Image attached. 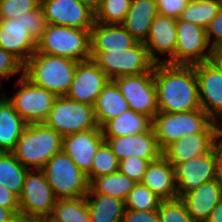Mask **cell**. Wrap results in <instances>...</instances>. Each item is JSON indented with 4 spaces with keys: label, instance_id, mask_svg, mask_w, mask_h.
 <instances>
[{
    "label": "cell",
    "instance_id": "cell-1",
    "mask_svg": "<svg viewBox=\"0 0 222 222\" xmlns=\"http://www.w3.org/2000/svg\"><path fill=\"white\" fill-rule=\"evenodd\" d=\"M158 112L181 113L201 109L194 66L155 63Z\"/></svg>",
    "mask_w": 222,
    "mask_h": 222
},
{
    "label": "cell",
    "instance_id": "cell-2",
    "mask_svg": "<svg viewBox=\"0 0 222 222\" xmlns=\"http://www.w3.org/2000/svg\"><path fill=\"white\" fill-rule=\"evenodd\" d=\"M46 27L41 5L16 18L0 20V47L25 64L36 51L37 40Z\"/></svg>",
    "mask_w": 222,
    "mask_h": 222
},
{
    "label": "cell",
    "instance_id": "cell-3",
    "mask_svg": "<svg viewBox=\"0 0 222 222\" xmlns=\"http://www.w3.org/2000/svg\"><path fill=\"white\" fill-rule=\"evenodd\" d=\"M78 61L34 52L24 64V76L34 85L57 96H66L73 82Z\"/></svg>",
    "mask_w": 222,
    "mask_h": 222
},
{
    "label": "cell",
    "instance_id": "cell-4",
    "mask_svg": "<svg viewBox=\"0 0 222 222\" xmlns=\"http://www.w3.org/2000/svg\"><path fill=\"white\" fill-rule=\"evenodd\" d=\"M152 127L162 151L184 135L220 133L219 123L203 109L181 113L158 112L152 120Z\"/></svg>",
    "mask_w": 222,
    "mask_h": 222
},
{
    "label": "cell",
    "instance_id": "cell-5",
    "mask_svg": "<svg viewBox=\"0 0 222 222\" xmlns=\"http://www.w3.org/2000/svg\"><path fill=\"white\" fill-rule=\"evenodd\" d=\"M62 144L63 137L44 123L28 124L12 153L29 170H41Z\"/></svg>",
    "mask_w": 222,
    "mask_h": 222
},
{
    "label": "cell",
    "instance_id": "cell-6",
    "mask_svg": "<svg viewBox=\"0 0 222 222\" xmlns=\"http://www.w3.org/2000/svg\"><path fill=\"white\" fill-rule=\"evenodd\" d=\"M36 52L75 61L91 59L90 30L47 24L37 40Z\"/></svg>",
    "mask_w": 222,
    "mask_h": 222
},
{
    "label": "cell",
    "instance_id": "cell-7",
    "mask_svg": "<svg viewBox=\"0 0 222 222\" xmlns=\"http://www.w3.org/2000/svg\"><path fill=\"white\" fill-rule=\"evenodd\" d=\"M41 170L58 199L85 197L89 191L87 175L62 150Z\"/></svg>",
    "mask_w": 222,
    "mask_h": 222
},
{
    "label": "cell",
    "instance_id": "cell-8",
    "mask_svg": "<svg viewBox=\"0 0 222 222\" xmlns=\"http://www.w3.org/2000/svg\"><path fill=\"white\" fill-rule=\"evenodd\" d=\"M91 59L110 80L120 76L154 73L155 62L143 42L123 52H91Z\"/></svg>",
    "mask_w": 222,
    "mask_h": 222
},
{
    "label": "cell",
    "instance_id": "cell-9",
    "mask_svg": "<svg viewBox=\"0 0 222 222\" xmlns=\"http://www.w3.org/2000/svg\"><path fill=\"white\" fill-rule=\"evenodd\" d=\"M63 138L96 128L94 106L58 96L43 122Z\"/></svg>",
    "mask_w": 222,
    "mask_h": 222
},
{
    "label": "cell",
    "instance_id": "cell-10",
    "mask_svg": "<svg viewBox=\"0 0 222 222\" xmlns=\"http://www.w3.org/2000/svg\"><path fill=\"white\" fill-rule=\"evenodd\" d=\"M58 198L42 170H28L19 197V218L40 219L51 215Z\"/></svg>",
    "mask_w": 222,
    "mask_h": 222
},
{
    "label": "cell",
    "instance_id": "cell-11",
    "mask_svg": "<svg viewBox=\"0 0 222 222\" xmlns=\"http://www.w3.org/2000/svg\"><path fill=\"white\" fill-rule=\"evenodd\" d=\"M16 84L19 88L12 96H6L4 92L2 94L27 124L43 123L58 96L34 85L24 75Z\"/></svg>",
    "mask_w": 222,
    "mask_h": 222
},
{
    "label": "cell",
    "instance_id": "cell-12",
    "mask_svg": "<svg viewBox=\"0 0 222 222\" xmlns=\"http://www.w3.org/2000/svg\"><path fill=\"white\" fill-rule=\"evenodd\" d=\"M113 81L119 87L131 110L153 120L158 113L153 73L120 76Z\"/></svg>",
    "mask_w": 222,
    "mask_h": 222
},
{
    "label": "cell",
    "instance_id": "cell-13",
    "mask_svg": "<svg viewBox=\"0 0 222 222\" xmlns=\"http://www.w3.org/2000/svg\"><path fill=\"white\" fill-rule=\"evenodd\" d=\"M47 24L91 30L94 5L84 0H40Z\"/></svg>",
    "mask_w": 222,
    "mask_h": 222
},
{
    "label": "cell",
    "instance_id": "cell-14",
    "mask_svg": "<svg viewBox=\"0 0 222 222\" xmlns=\"http://www.w3.org/2000/svg\"><path fill=\"white\" fill-rule=\"evenodd\" d=\"M175 65L194 66L208 62L211 47L203 27L177 19Z\"/></svg>",
    "mask_w": 222,
    "mask_h": 222
},
{
    "label": "cell",
    "instance_id": "cell-15",
    "mask_svg": "<svg viewBox=\"0 0 222 222\" xmlns=\"http://www.w3.org/2000/svg\"><path fill=\"white\" fill-rule=\"evenodd\" d=\"M178 198L197 189L200 185L216 179L217 154L214 149L204 155L174 166Z\"/></svg>",
    "mask_w": 222,
    "mask_h": 222
},
{
    "label": "cell",
    "instance_id": "cell-16",
    "mask_svg": "<svg viewBox=\"0 0 222 222\" xmlns=\"http://www.w3.org/2000/svg\"><path fill=\"white\" fill-rule=\"evenodd\" d=\"M177 19L157 14L150 25L144 42L149 56L155 63L175 65V48L177 45ZM158 53L160 54L158 56ZM167 55L161 59L160 56Z\"/></svg>",
    "mask_w": 222,
    "mask_h": 222
},
{
    "label": "cell",
    "instance_id": "cell-17",
    "mask_svg": "<svg viewBox=\"0 0 222 222\" xmlns=\"http://www.w3.org/2000/svg\"><path fill=\"white\" fill-rule=\"evenodd\" d=\"M109 81L108 76L100 70L92 59L80 61L77 64L74 79L66 97L94 106L98 95Z\"/></svg>",
    "mask_w": 222,
    "mask_h": 222
},
{
    "label": "cell",
    "instance_id": "cell-18",
    "mask_svg": "<svg viewBox=\"0 0 222 222\" xmlns=\"http://www.w3.org/2000/svg\"><path fill=\"white\" fill-rule=\"evenodd\" d=\"M198 81L199 102L215 122L222 123V73L209 62L194 65Z\"/></svg>",
    "mask_w": 222,
    "mask_h": 222
},
{
    "label": "cell",
    "instance_id": "cell-19",
    "mask_svg": "<svg viewBox=\"0 0 222 222\" xmlns=\"http://www.w3.org/2000/svg\"><path fill=\"white\" fill-rule=\"evenodd\" d=\"M119 161L131 156L143 159H158L162 155L153 127L139 134L121 137H104Z\"/></svg>",
    "mask_w": 222,
    "mask_h": 222
},
{
    "label": "cell",
    "instance_id": "cell-20",
    "mask_svg": "<svg viewBox=\"0 0 222 222\" xmlns=\"http://www.w3.org/2000/svg\"><path fill=\"white\" fill-rule=\"evenodd\" d=\"M103 142L101 127L97 126L64 137L62 151L74 161L81 171L87 174L91 169L93 157Z\"/></svg>",
    "mask_w": 222,
    "mask_h": 222
},
{
    "label": "cell",
    "instance_id": "cell-21",
    "mask_svg": "<svg viewBox=\"0 0 222 222\" xmlns=\"http://www.w3.org/2000/svg\"><path fill=\"white\" fill-rule=\"evenodd\" d=\"M219 137L220 133L184 135L168 145L162 151V155L175 166L178 163L210 153L214 149Z\"/></svg>",
    "mask_w": 222,
    "mask_h": 222
},
{
    "label": "cell",
    "instance_id": "cell-22",
    "mask_svg": "<svg viewBox=\"0 0 222 222\" xmlns=\"http://www.w3.org/2000/svg\"><path fill=\"white\" fill-rule=\"evenodd\" d=\"M137 42L121 24L95 22L90 30L91 52H123Z\"/></svg>",
    "mask_w": 222,
    "mask_h": 222
},
{
    "label": "cell",
    "instance_id": "cell-23",
    "mask_svg": "<svg viewBox=\"0 0 222 222\" xmlns=\"http://www.w3.org/2000/svg\"><path fill=\"white\" fill-rule=\"evenodd\" d=\"M141 183L162 201L178 198L174 166L163 155L149 163Z\"/></svg>",
    "mask_w": 222,
    "mask_h": 222
},
{
    "label": "cell",
    "instance_id": "cell-24",
    "mask_svg": "<svg viewBox=\"0 0 222 222\" xmlns=\"http://www.w3.org/2000/svg\"><path fill=\"white\" fill-rule=\"evenodd\" d=\"M221 198L222 184L214 179L184 194L180 199L196 222H206Z\"/></svg>",
    "mask_w": 222,
    "mask_h": 222
},
{
    "label": "cell",
    "instance_id": "cell-25",
    "mask_svg": "<svg viewBox=\"0 0 222 222\" xmlns=\"http://www.w3.org/2000/svg\"><path fill=\"white\" fill-rule=\"evenodd\" d=\"M158 14L155 0H132L131 6L121 24L138 42H145L150 25Z\"/></svg>",
    "mask_w": 222,
    "mask_h": 222
},
{
    "label": "cell",
    "instance_id": "cell-26",
    "mask_svg": "<svg viewBox=\"0 0 222 222\" xmlns=\"http://www.w3.org/2000/svg\"><path fill=\"white\" fill-rule=\"evenodd\" d=\"M28 124L0 93V152H13Z\"/></svg>",
    "mask_w": 222,
    "mask_h": 222
},
{
    "label": "cell",
    "instance_id": "cell-27",
    "mask_svg": "<svg viewBox=\"0 0 222 222\" xmlns=\"http://www.w3.org/2000/svg\"><path fill=\"white\" fill-rule=\"evenodd\" d=\"M129 109V104L119 87L113 80H110L98 95L94 105L96 123L101 127L105 122L118 117Z\"/></svg>",
    "mask_w": 222,
    "mask_h": 222
},
{
    "label": "cell",
    "instance_id": "cell-28",
    "mask_svg": "<svg viewBox=\"0 0 222 222\" xmlns=\"http://www.w3.org/2000/svg\"><path fill=\"white\" fill-rule=\"evenodd\" d=\"M85 199L91 222H122L125 201L100 193H87Z\"/></svg>",
    "mask_w": 222,
    "mask_h": 222
},
{
    "label": "cell",
    "instance_id": "cell-29",
    "mask_svg": "<svg viewBox=\"0 0 222 222\" xmlns=\"http://www.w3.org/2000/svg\"><path fill=\"white\" fill-rule=\"evenodd\" d=\"M152 127V120L140 113L129 109L118 117L112 118L101 126L103 137H121L139 134Z\"/></svg>",
    "mask_w": 222,
    "mask_h": 222
},
{
    "label": "cell",
    "instance_id": "cell-30",
    "mask_svg": "<svg viewBox=\"0 0 222 222\" xmlns=\"http://www.w3.org/2000/svg\"><path fill=\"white\" fill-rule=\"evenodd\" d=\"M135 184V181L118 171L94 178L89 183L88 193L105 194L125 201Z\"/></svg>",
    "mask_w": 222,
    "mask_h": 222
},
{
    "label": "cell",
    "instance_id": "cell-31",
    "mask_svg": "<svg viewBox=\"0 0 222 222\" xmlns=\"http://www.w3.org/2000/svg\"><path fill=\"white\" fill-rule=\"evenodd\" d=\"M28 170L12 152H0V185L6 187L18 198Z\"/></svg>",
    "mask_w": 222,
    "mask_h": 222
},
{
    "label": "cell",
    "instance_id": "cell-32",
    "mask_svg": "<svg viewBox=\"0 0 222 222\" xmlns=\"http://www.w3.org/2000/svg\"><path fill=\"white\" fill-rule=\"evenodd\" d=\"M50 217L57 222H91L85 197L58 199Z\"/></svg>",
    "mask_w": 222,
    "mask_h": 222
},
{
    "label": "cell",
    "instance_id": "cell-33",
    "mask_svg": "<svg viewBox=\"0 0 222 222\" xmlns=\"http://www.w3.org/2000/svg\"><path fill=\"white\" fill-rule=\"evenodd\" d=\"M222 7V0H190L180 20L207 28Z\"/></svg>",
    "mask_w": 222,
    "mask_h": 222
},
{
    "label": "cell",
    "instance_id": "cell-34",
    "mask_svg": "<svg viewBox=\"0 0 222 222\" xmlns=\"http://www.w3.org/2000/svg\"><path fill=\"white\" fill-rule=\"evenodd\" d=\"M132 0H97L94 6L95 22L122 24Z\"/></svg>",
    "mask_w": 222,
    "mask_h": 222
},
{
    "label": "cell",
    "instance_id": "cell-35",
    "mask_svg": "<svg viewBox=\"0 0 222 222\" xmlns=\"http://www.w3.org/2000/svg\"><path fill=\"white\" fill-rule=\"evenodd\" d=\"M119 160L104 141L93 157L90 171L86 174L89 183L96 177L118 172Z\"/></svg>",
    "mask_w": 222,
    "mask_h": 222
},
{
    "label": "cell",
    "instance_id": "cell-36",
    "mask_svg": "<svg viewBox=\"0 0 222 222\" xmlns=\"http://www.w3.org/2000/svg\"><path fill=\"white\" fill-rule=\"evenodd\" d=\"M161 199L142 183H136L125 200V208L149 211L159 208Z\"/></svg>",
    "mask_w": 222,
    "mask_h": 222
},
{
    "label": "cell",
    "instance_id": "cell-37",
    "mask_svg": "<svg viewBox=\"0 0 222 222\" xmlns=\"http://www.w3.org/2000/svg\"><path fill=\"white\" fill-rule=\"evenodd\" d=\"M158 213L160 222H196L180 198L161 201Z\"/></svg>",
    "mask_w": 222,
    "mask_h": 222
},
{
    "label": "cell",
    "instance_id": "cell-38",
    "mask_svg": "<svg viewBox=\"0 0 222 222\" xmlns=\"http://www.w3.org/2000/svg\"><path fill=\"white\" fill-rule=\"evenodd\" d=\"M40 0H0V20L16 18L36 9Z\"/></svg>",
    "mask_w": 222,
    "mask_h": 222
},
{
    "label": "cell",
    "instance_id": "cell-39",
    "mask_svg": "<svg viewBox=\"0 0 222 222\" xmlns=\"http://www.w3.org/2000/svg\"><path fill=\"white\" fill-rule=\"evenodd\" d=\"M154 160L156 159H143L130 155L128 158L119 161L118 171L136 183H141L149 163Z\"/></svg>",
    "mask_w": 222,
    "mask_h": 222
},
{
    "label": "cell",
    "instance_id": "cell-40",
    "mask_svg": "<svg viewBox=\"0 0 222 222\" xmlns=\"http://www.w3.org/2000/svg\"><path fill=\"white\" fill-rule=\"evenodd\" d=\"M14 75L21 78L24 75V64L12 53L0 47V86L2 80H7Z\"/></svg>",
    "mask_w": 222,
    "mask_h": 222
},
{
    "label": "cell",
    "instance_id": "cell-41",
    "mask_svg": "<svg viewBox=\"0 0 222 222\" xmlns=\"http://www.w3.org/2000/svg\"><path fill=\"white\" fill-rule=\"evenodd\" d=\"M158 14L179 19L190 0H155Z\"/></svg>",
    "mask_w": 222,
    "mask_h": 222
},
{
    "label": "cell",
    "instance_id": "cell-42",
    "mask_svg": "<svg viewBox=\"0 0 222 222\" xmlns=\"http://www.w3.org/2000/svg\"><path fill=\"white\" fill-rule=\"evenodd\" d=\"M206 36L211 48L222 45V7L207 26Z\"/></svg>",
    "mask_w": 222,
    "mask_h": 222
},
{
    "label": "cell",
    "instance_id": "cell-43",
    "mask_svg": "<svg viewBox=\"0 0 222 222\" xmlns=\"http://www.w3.org/2000/svg\"><path fill=\"white\" fill-rule=\"evenodd\" d=\"M122 222H160L158 209L149 211L125 209Z\"/></svg>",
    "mask_w": 222,
    "mask_h": 222
},
{
    "label": "cell",
    "instance_id": "cell-44",
    "mask_svg": "<svg viewBox=\"0 0 222 222\" xmlns=\"http://www.w3.org/2000/svg\"><path fill=\"white\" fill-rule=\"evenodd\" d=\"M0 207L11 209L19 217V198L0 185Z\"/></svg>",
    "mask_w": 222,
    "mask_h": 222
},
{
    "label": "cell",
    "instance_id": "cell-45",
    "mask_svg": "<svg viewBox=\"0 0 222 222\" xmlns=\"http://www.w3.org/2000/svg\"><path fill=\"white\" fill-rule=\"evenodd\" d=\"M215 69L222 73V45L211 48L208 61Z\"/></svg>",
    "mask_w": 222,
    "mask_h": 222
},
{
    "label": "cell",
    "instance_id": "cell-46",
    "mask_svg": "<svg viewBox=\"0 0 222 222\" xmlns=\"http://www.w3.org/2000/svg\"><path fill=\"white\" fill-rule=\"evenodd\" d=\"M217 154V176L216 179L222 184V126L220 127V137L215 145Z\"/></svg>",
    "mask_w": 222,
    "mask_h": 222
},
{
    "label": "cell",
    "instance_id": "cell-47",
    "mask_svg": "<svg viewBox=\"0 0 222 222\" xmlns=\"http://www.w3.org/2000/svg\"><path fill=\"white\" fill-rule=\"evenodd\" d=\"M206 222H222V198L211 211L209 218L206 220Z\"/></svg>",
    "mask_w": 222,
    "mask_h": 222
},
{
    "label": "cell",
    "instance_id": "cell-48",
    "mask_svg": "<svg viewBox=\"0 0 222 222\" xmlns=\"http://www.w3.org/2000/svg\"><path fill=\"white\" fill-rule=\"evenodd\" d=\"M19 217L11 210L0 207V222H16Z\"/></svg>",
    "mask_w": 222,
    "mask_h": 222
},
{
    "label": "cell",
    "instance_id": "cell-49",
    "mask_svg": "<svg viewBox=\"0 0 222 222\" xmlns=\"http://www.w3.org/2000/svg\"><path fill=\"white\" fill-rule=\"evenodd\" d=\"M39 222H57L55 221L54 219H52L50 216L48 217H44V218H40V219H37Z\"/></svg>",
    "mask_w": 222,
    "mask_h": 222
},
{
    "label": "cell",
    "instance_id": "cell-50",
    "mask_svg": "<svg viewBox=\"0 0 222 222\" xmlns=\"http://www.w3.org/2000/svg\"><path fill=\"white\" fill-rule=\"evenodd\" d=\"M16 222H39L38 220H34V219H22L19 218Z\"/></svg>",
    "mask_w": 222,
    "mask_h": 222
},
{
    "label": "cell",
    "instance_id": "cell-51",
    "mask_svg": "<svg viewBox=\"0 0 222 222\" xmlns=\"http://www.w3.org/2000/svg\"><path fill=\"white\" fill-rule=\"evenodd\" d=\"M84 1H87V2L92 3L94 5V0H84Z\"/></svg>",
    "mask_w": 222,
    "mask_h": 222
}]
</instances>
